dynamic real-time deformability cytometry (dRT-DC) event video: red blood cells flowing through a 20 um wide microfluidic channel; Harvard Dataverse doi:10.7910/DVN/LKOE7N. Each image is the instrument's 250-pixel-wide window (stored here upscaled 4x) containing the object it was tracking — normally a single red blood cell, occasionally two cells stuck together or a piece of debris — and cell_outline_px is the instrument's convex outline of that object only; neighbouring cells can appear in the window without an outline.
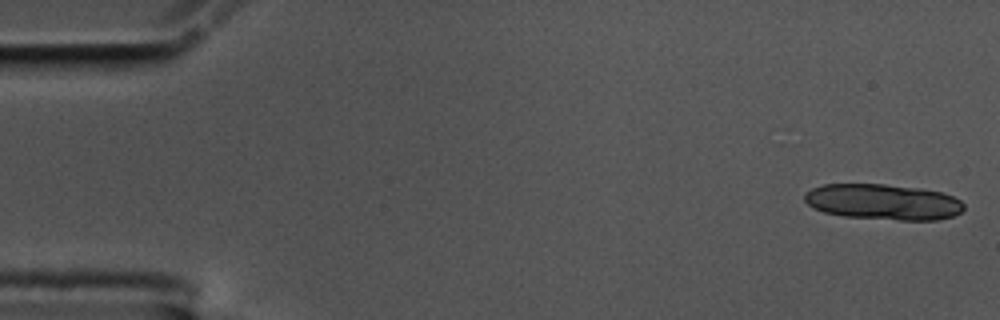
{"species": "common noctule bat (a hibernating species)", "species_latin": "Nyctalus noctula", "temperature_condition": "cold", "stored_images_in_passage": 15, "camera_frame_rate_fps": 3000, "um_per_image_px": 0.085, "animal": {"sex": "male", "body_mass_g": 17.5, "forearm_length_mm": 52.3}, "frame": {"image": 1, "passage_image": 1, "time_ms": 0.0, "image_size_px": [1000, 320], "cell_outline_px": [[964, 208], [960, 212], [952, 216], [936, 220], [900, 220], [844, 216], [824, 212], [808, 204], [804, 200], [804, 192], [812, 188], [824, 184], [884, 184], [920, 188], [940, 192], [952, 196], [960, 200], [964, 204]], "centroid_in_image_um": [75.06, 17.16], "position_along_channel_um": 9.9, "area_um2": 33.06}}